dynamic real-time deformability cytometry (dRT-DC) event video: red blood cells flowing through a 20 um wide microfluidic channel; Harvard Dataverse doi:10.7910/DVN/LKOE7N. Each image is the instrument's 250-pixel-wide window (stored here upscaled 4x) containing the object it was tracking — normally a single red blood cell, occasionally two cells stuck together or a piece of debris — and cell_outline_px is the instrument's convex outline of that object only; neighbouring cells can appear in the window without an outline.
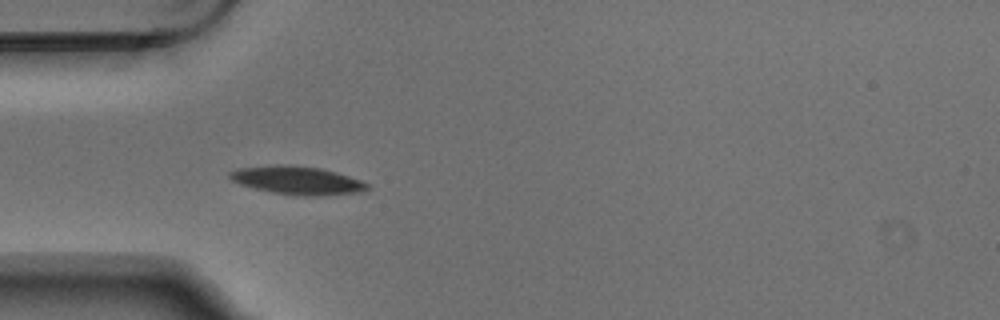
{"species": "Egyptian fruit bat (a non-hibernating species)", "species_latin": "Rousettus aegyptiacus", "temperature_condition": "warm", "stored_images_in_passage": 9, "camera_frame_rate_fps": 3000, "um_per_image_px": 0.085, "animal": {"sex": "male"}, "frame": {"image": 1, "passage_image": 4, "time_ms": 1.0, "image_size_px": [1000, 320], "cell_outline_px": [[368, 188], [364, 192], [320, 196], [304, 196], [272, 192], [240, 184], [232, 180], [228, 176], [228, 172], [236, 168], [276, 164], [292, 164], [320, 168], [336, 172], [360, 180], [368, 184]], "centroid_in_image_um": [25.26, 15.32], "position_along_channel_um": 59.7, "area_um2": 22.77}}
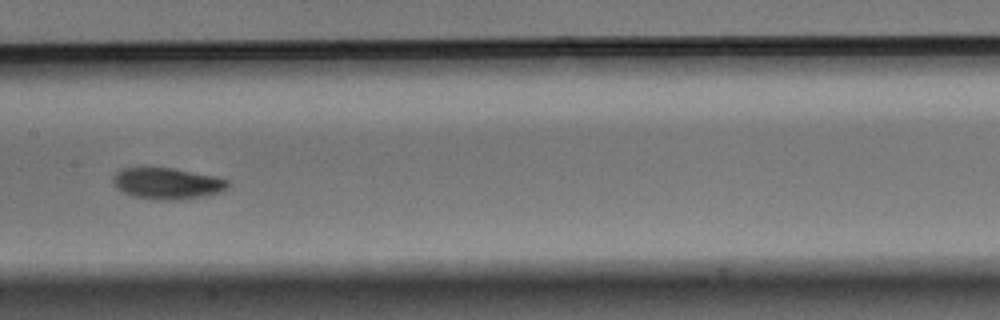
{"frame": {"image": 2, "passage_image": 7, "time_ms": 2.0, "image_size_px": [1000, 320], "cell_outline_px": [[232, 184], [228, 188], [220, 192], [204, 196], [180, 200], [156, 200], [132, 196], [116, 188], [112, 184], [112, 176], [120, 168], [172, 168], [216, 176], [228, 180]], "centroid_in_image_um": [14.21, 15.6], "position_along_channel_um": 193.2, "area_um2": 21.27}}
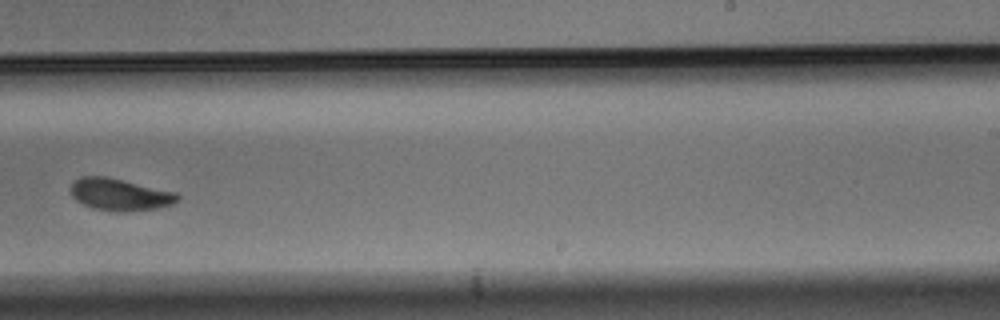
{"frame": {"image": 3, "passage_image": 9, "time_ms": 2.667, "image_size_px": [1000, 320], "cell_outline_px": [[180, 200], [172, 204], [156, 208], [124, 212], [116, 212], [96, 208], [84, 204], [76, 200], [72, 196], [72, 184], [80, 176], [108, 176], [176, 192], [180, 196]], "centroid_in_image_um": [10.22, 16.52], "position_along_channel_um": 278.8, "area_um2": 19.88}}